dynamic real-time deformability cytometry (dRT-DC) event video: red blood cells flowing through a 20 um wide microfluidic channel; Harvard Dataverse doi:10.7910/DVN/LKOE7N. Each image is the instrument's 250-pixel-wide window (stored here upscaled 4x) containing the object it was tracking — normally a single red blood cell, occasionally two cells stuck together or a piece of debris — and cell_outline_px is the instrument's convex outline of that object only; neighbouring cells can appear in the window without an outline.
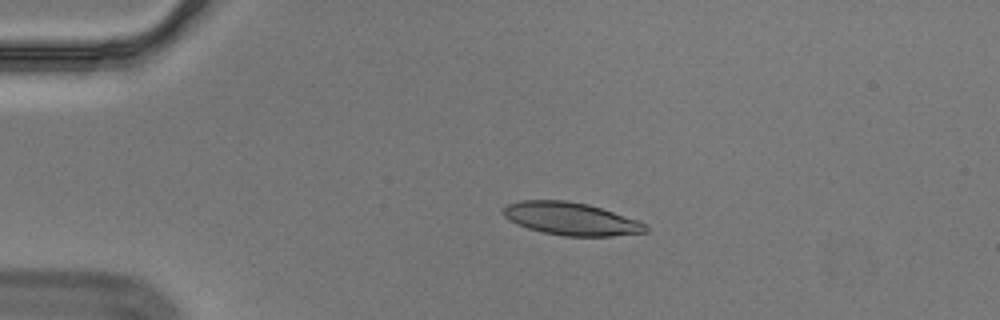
{"species": "Egyptian fruit bat (a non-hibernating species)", "species_latin": "Rousettus aegyptiacus", "temperature_condition": "cold", "stored_images_in_passage": 45, "camera_frame_rate_fps": 3000, "um_per_image_px": 0.085, "animal": {"sex": "male"}, "frame": {"image": 1, "passage_image": 1, "time_ms": 0.0, "image_size_px": [1000, 320], "cell_outline_px": [[648, 232], [612, 236], [564, 236], [544, 232], [528, 228], [516, 224], [504, 216], [504, 208], [508, 204], [520, 200], [564, 200], [588, 204], [648, 224]], "centroid_in_image_um": [48.54, 18.6], "position_along_channel_um": 36.5, "area_um2": 26.93}}
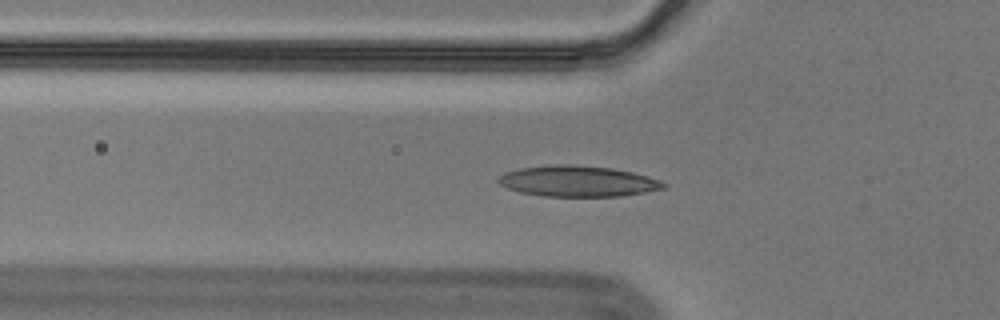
{"frame": {"image": 2, "passage_image": 8, "time_ms": 2.333, "image_size_px": [1000, 320], "cell_outline_px": [[668, 188], [620, 196], [544, 196], [520, 192], [508, 188], [500, 184], [496, 180], [504, 172], [520, 168], [556, 164], [572, 164], [612, 168], [632, 172], [648, 176], [668, 184]], "centroid_in_image_um": [49.12, 15.4], "position_along_channel_um": 76.7, "area_um2": 29.71}}
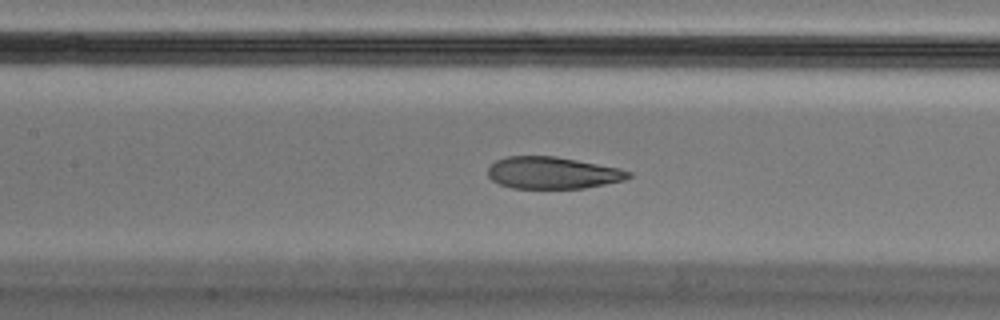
{"frame": {"image": 3, "passage_image": 15, "time_ms": 4.667, "image_size_px": [1000, 320], "cell_outline_px": [[632, 176], [624, 180], [584, 188], [512, 188], [500, 184], [492, 180], [488, 176], [488, 168], [496, 160], [508, 156], [556, 156], [620, 168], [632, 172]], "centroid_in_image_um": [46.98, 14.69], "position_along_channel_um": 160.4, "area_um2": 26.13}, "authors_computed_cell_mechanics": {"area_um2": 28.3798, "velocity_mm_per_s": 3.5405, "shape_relaxation_time_tau1_ms": null, "shape_relaxation_time_tau2_ms": 1.5315, "deformation_change_tau1": null, "deformation_change_tau2": 0.076}}